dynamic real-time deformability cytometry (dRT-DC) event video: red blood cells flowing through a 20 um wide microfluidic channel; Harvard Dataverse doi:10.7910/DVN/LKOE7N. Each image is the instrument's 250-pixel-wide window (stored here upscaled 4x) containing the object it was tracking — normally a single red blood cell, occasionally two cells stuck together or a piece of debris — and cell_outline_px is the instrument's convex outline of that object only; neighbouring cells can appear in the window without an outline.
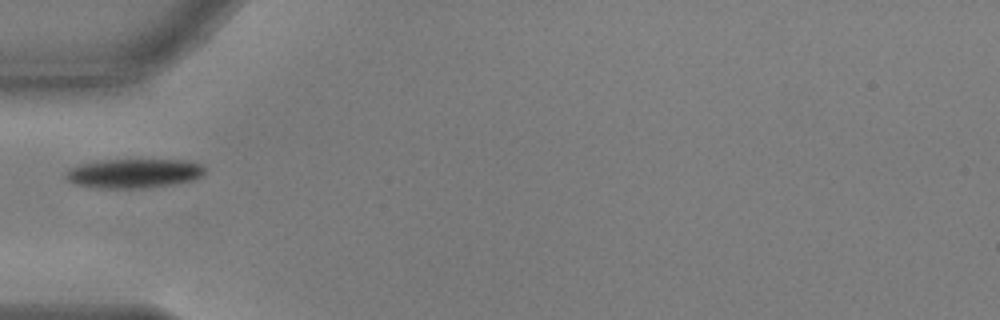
{"species": "common noctule bat (a hibernating species)", "species_latin": "Nyctalus noctula", "temperature_condition": "warm", "stored_images_in_passage": 38, "camera_frame_rate_fps": 3000, "um_per_image_px": 0.085, "animal": {"sex": "male", "body_mass_g": 17.9, "forearm_length_mm": 54.2}, "frame": {"image": 1, "passage_image": 1, "time_ms": 0.0, "image_size_px": [1000, 320], "cell_outline_px": [[204, 172], [200, 176], [192, 180], [172, 184], [140, 188], [92, 188], [76, 184], [68, 180], [64, 176], [68, 168], [80, 164], [96, 160], [184, 160], [200, 164], [204, 168]], "centroid_in_image_um": [11.3, 14.73], "position_along_channel_um": 73.7, "area_um2": 23.64}}
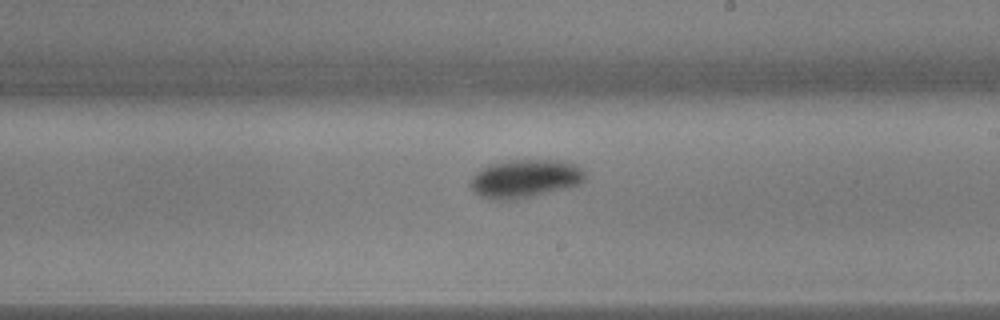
{"frame": {"image": 2, "passage_image": 15, "time_ms": 4.667, "image_size_px": [1000, 320], "cell_outline_px": [[588, 176], [580, 184], [568, 188], [516, 200], [492, 200], [480, 196], [472, 192], [468, 184], [472, 176], [480, 168], [492, 164], [512, 160], [560, 160], [576, 164], [588, 172]], "centroid_in_image_um": [44.64, 15.19], "position_along_channel_um": 244.4, "area_um2": 26.18}}
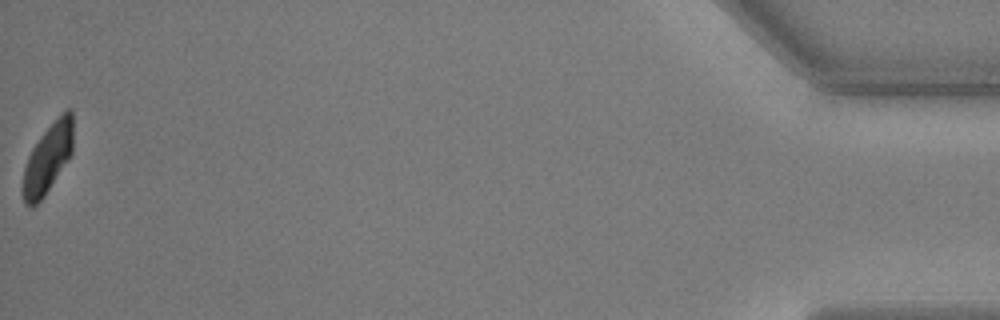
{"frame": {"image": 3, "passage_image": 38, "time_ms": 12.333, "image_size_px": [1000, 320], "cell_outline_px": [[72, 152], [68, 160], [44, 196], [32, 208], [24, 204], [20, 192], [20, 188], [24, 168], [28, 156], [32, 148], [40, 136], [68, 108], [72, 108]], "centroid_in_image_um": [4.01, 13.55], "position_along_channel_um": 431.2, "area_um2": 20.29}, "authors_computed_cell_mechanics": {"area_um2": 23.5824, "velocity_mm_per_s": 3.6567, "shape_relaxation_time_tau1_ms": 1.9266, "shape_relaxation_time_tau2_ms": null, "deformation_change_tau1": 0.1199, "deformation_change_tau2": null}}